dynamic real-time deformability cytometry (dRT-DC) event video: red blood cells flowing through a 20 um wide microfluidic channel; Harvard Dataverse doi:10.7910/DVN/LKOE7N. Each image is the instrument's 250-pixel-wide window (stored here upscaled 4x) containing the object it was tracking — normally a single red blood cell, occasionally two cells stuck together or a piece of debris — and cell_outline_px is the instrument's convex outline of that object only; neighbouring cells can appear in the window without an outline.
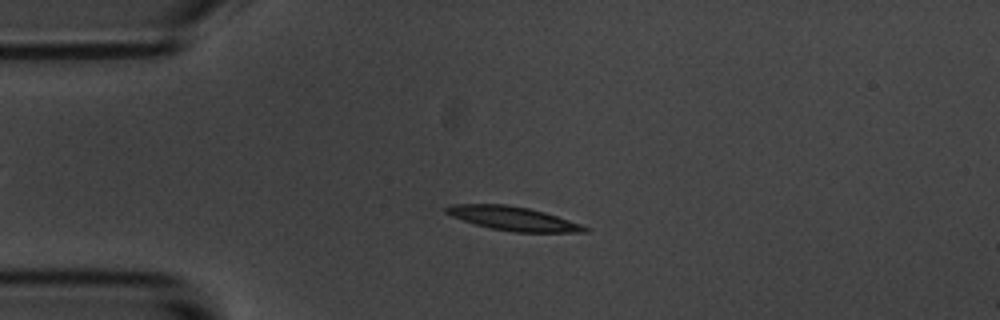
{"species": "common noctule bat (a hibernating species)", "species_latin": "Nyctalus noctula", "temperature_condition": "room temperature", "stored_images_in_passage": 55, "camera_frame_rate_fps": 3000, "um_per_image_px": 0.085, "animal": {"sex": "male", "body_mass_g": 20.1, "forearm_length_mm": 53.5}, "frame": {"image": 1, "passage_image": 12, "time_ms": 3.667, "image_size_px": [1000, 320], "cell_outline_px": [[588, 232], [512, 232], [488, 228], [452, 216], [444, 212], [444, 208], [452, 204], [504, 204], [528, 208], [544, 212], [580, 224], [588, 228]], "centroid_in_image_um": [43.57, 18.57], "position_along_channel_um": 41.4, "area_um2": 19.07}}
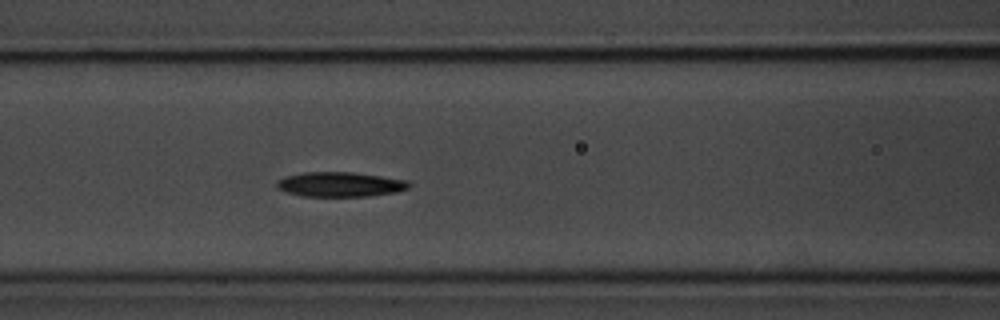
{"frame": {"image": 2, "passage_image": 22, "time_ms": 7.0, "image_size_px": [1000, 320], "cell_outline_px": [[412, 184], [408, 188], [396, 192], [368, 196], [304, 196], [284, 192], [276, 188], [276, 180], [300, 172], [352, 172], [408, 180]], "centroid_in_image_um": [28.88, 15.67], "position_along_channel_um": 137.7, "area_um2": 19.13}}
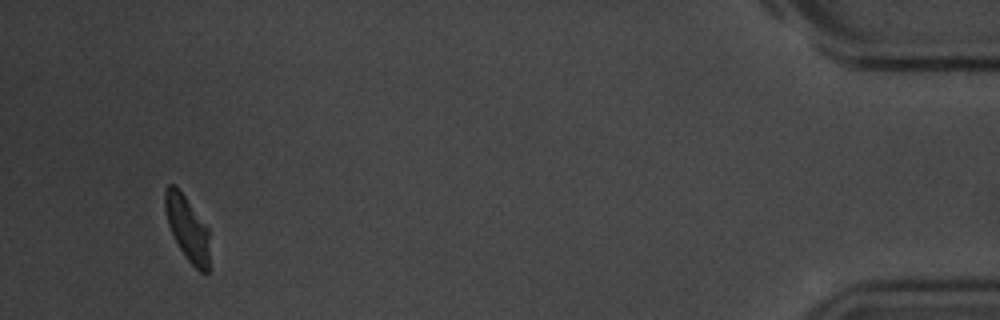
{"frame": {"image": 3, "passage_image": 52, "time_ms": 17.0, "image_size_px": [1000, 320], "cell_outline_px": [[208, 272], [200, 272], [188, 260], [180, 248], [168, 224], [164, 208], [164, 188], [168, 184], [176, 184], [208, 228]], "centroid_in_image_um": [15.89, 19.33], "position_along_channel_um": 419.3, "area_um2": 16.53}, "authors_computed_cell_mechanics": {"area_um2": 18.9584, "velocity_mm_per_s": 3.5704, "shape_relaxation_time_tau1_ms": 2.2061, "shape_relaxation_time_tau2_ms": 5.7811, "deformation_change_tau1": 0.1475, "deformation_change_tau2": 0.1227}}